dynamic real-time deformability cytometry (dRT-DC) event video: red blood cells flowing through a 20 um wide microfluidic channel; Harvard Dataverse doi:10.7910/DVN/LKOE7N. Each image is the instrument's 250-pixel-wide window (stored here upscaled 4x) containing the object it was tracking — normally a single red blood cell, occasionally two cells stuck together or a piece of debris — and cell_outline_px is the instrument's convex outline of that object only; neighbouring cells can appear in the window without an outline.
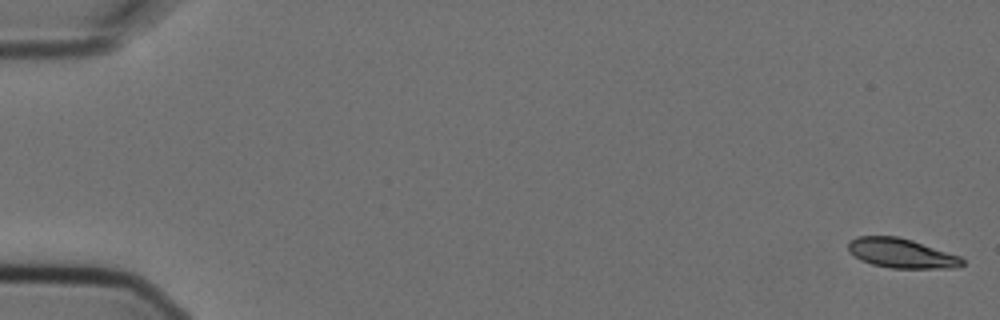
{"species": "Egyptian fruit bat (a non-hibernating species)", "species_latin": "Rousettus aegyptiacus", "temperature_condition": "cold", "stored_images_in_passage": 5, "camera_frame_rate_fps": 3000, "um_per_image_px": 0.085, "animal": {"sex": "female"}, "frame": {"image": 1, "passage_image": 1, "time_ms": 0.0, "image_size_px": [1000, 320], "cell_outline_px": [[964, 264], [956, 268], [892, 268], [872, 264], [860, 260], [848, 252], [848, 240], [856, 236], [896, 236], [912, 240], [960, 256], [964, 260]], "centroid_in_image_um": [76.58, 21.52], "position_along_channel_um": 8.4, "area_um2": 19.71}}
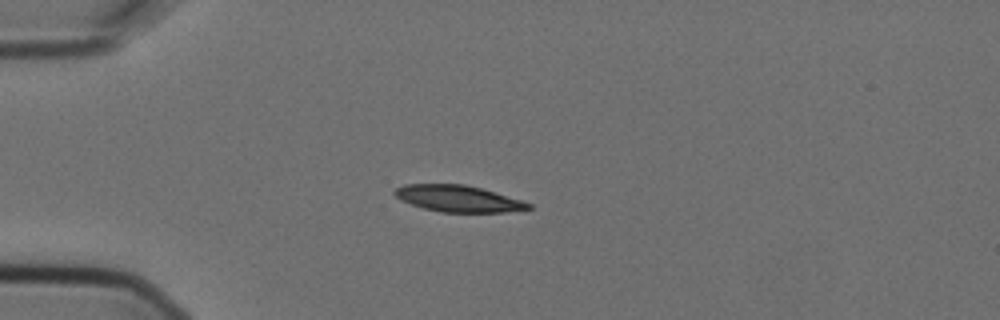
{"frame": {"image": 2, "passage_image": 5, "time_ms": 1.333, "image_size_px": [1000, 320], "cell_outline_px": [[532, 208], [504, 212], [440, 212], [424, 208], [400, 200], [392, 192], [396, 188], [404, 184], [464, 184], [480, 188], [520, 200], [532, 204]], "centroid_in_image_um": [38.9, 16.88], "position_along_channel_um": 46.1, "area_um2": 20.4}}